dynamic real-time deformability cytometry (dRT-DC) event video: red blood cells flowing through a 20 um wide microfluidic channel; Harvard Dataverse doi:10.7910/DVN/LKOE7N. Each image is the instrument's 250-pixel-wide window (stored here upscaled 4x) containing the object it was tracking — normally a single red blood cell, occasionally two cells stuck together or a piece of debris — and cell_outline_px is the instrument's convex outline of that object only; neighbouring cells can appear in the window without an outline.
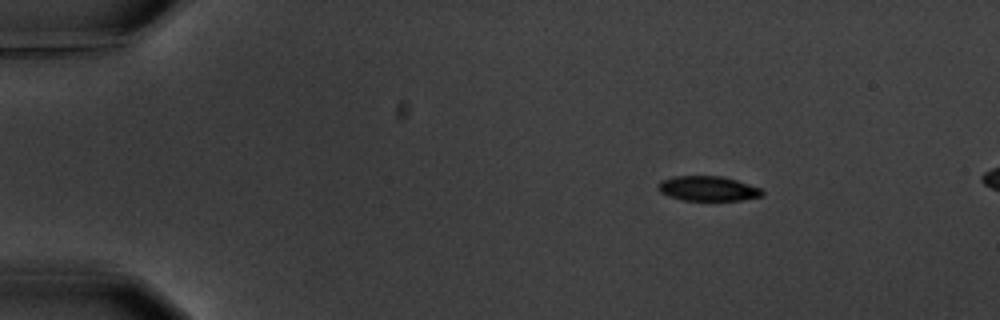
{"species": "common noctule bat (a hibernating species)", "species_latin": "Nyctalus noctula", "temperature_condition": "warm", "stored_images_in_passage": 4, "camera_frame_rate_fps": 3000, "um_per_image_px": 0.085, "animal": {"sex": "male", "body_mass_g": 20.1, "forearm_length_mm": 53.5}, "frame": {"image": 1, "passage_image": 1, "time_ms": 0.0, "image_size_px": [1000, 320], "cell_outline_px": [[764, 196], [740, 200], [680, 200], [668, 196], [660, 192], [660, 180], [676, 176], [720, 176], [736, 180], [760, 188], [764, 192]], "centroid_in_image_um": [60.19, 16.03], "position_along_channel_um": 24.8, "area_um2": 14.91}}